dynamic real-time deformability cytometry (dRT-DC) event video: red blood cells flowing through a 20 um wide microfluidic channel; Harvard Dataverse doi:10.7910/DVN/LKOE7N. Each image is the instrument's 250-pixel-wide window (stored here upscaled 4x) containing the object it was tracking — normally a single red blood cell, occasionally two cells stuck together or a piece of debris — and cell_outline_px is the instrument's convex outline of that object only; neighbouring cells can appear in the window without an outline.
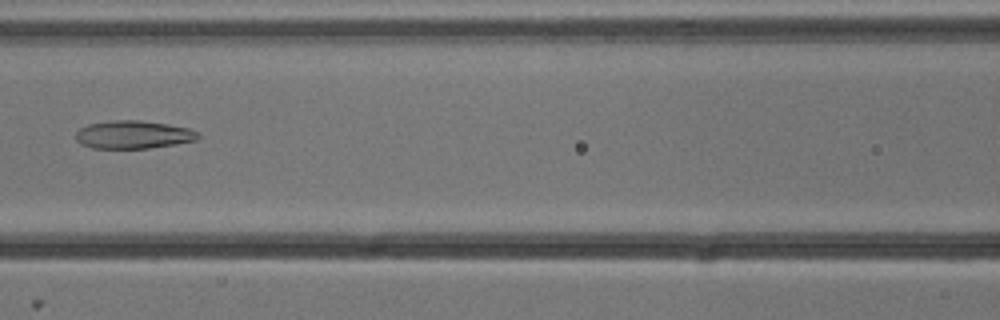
{"species": "common noctule bat (a hibernating species)", "species_latin": "Nyctalus noctula", "temperature_condition": "cold", "stored_images_in_passage": 6, "camera_frame_rate_fps": 3000, "um_per_image_px": 0.085, "animal": {"sex": "male", "body_mass_g": 13.3}, "frame": {"image": 1, "passage_image": 6, "time_ms": 1.667, "image_size_px": [1000, 320], "cell_outline_px": [[200, 136], [196, 140], [176, 144], [148, 148], [92, 148], [80, 144], [76, 140], [76, 132], [80, 128], [88, 124], [112, 120], [140, 120], [168, 124], [188, 128], [200, 132]], "centroid_in_image_um": [11.33, 11.44], "position_along_channel_um": 155.3, "area_um2": 20.06}}